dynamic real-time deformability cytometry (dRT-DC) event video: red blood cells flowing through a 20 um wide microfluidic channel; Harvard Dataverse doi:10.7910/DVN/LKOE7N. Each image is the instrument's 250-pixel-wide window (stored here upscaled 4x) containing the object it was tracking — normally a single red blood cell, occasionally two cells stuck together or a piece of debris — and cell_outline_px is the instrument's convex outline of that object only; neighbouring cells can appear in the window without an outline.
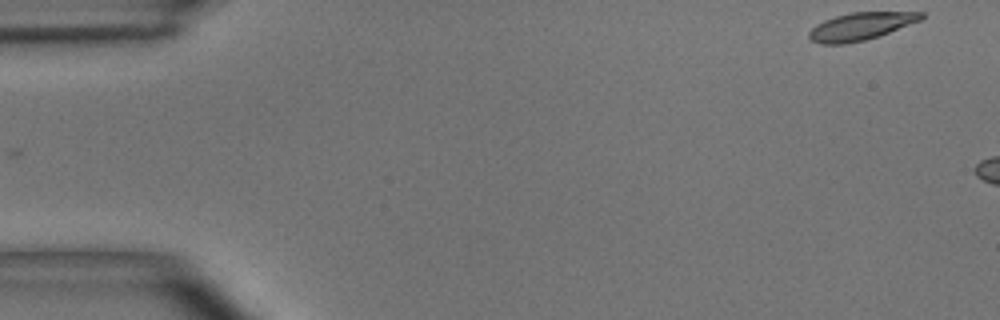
{"species": "common noctule bat (a hibernating species)", "species_latin": "Nyctalus noctula", "temperature_condition": "room temperature", "stored_images_in_passage": 5, "camera_frame_rate_fps": 3000, "um_per_image_px": 0.085, "animal": {"sex": "male", "body_mass_g": 15.6}, "frame": {"image": 1, "passage_image": 1, "time_ms": 0.0, "image_size_px": [1000, 320], "cell_outline_px": [[924, 16], [920, 20], [880, 36], [864, 40], [844, 44], [820, 44], [812, 40], [808, 36], [808, 32], [816, 24], [824, 20], [836, 16], [852, 12], [924, 12]], "centroid_in_image_um": [73.14, 2.24], "position_along_channel_um": 11.9, "area_um2": 17.92}}